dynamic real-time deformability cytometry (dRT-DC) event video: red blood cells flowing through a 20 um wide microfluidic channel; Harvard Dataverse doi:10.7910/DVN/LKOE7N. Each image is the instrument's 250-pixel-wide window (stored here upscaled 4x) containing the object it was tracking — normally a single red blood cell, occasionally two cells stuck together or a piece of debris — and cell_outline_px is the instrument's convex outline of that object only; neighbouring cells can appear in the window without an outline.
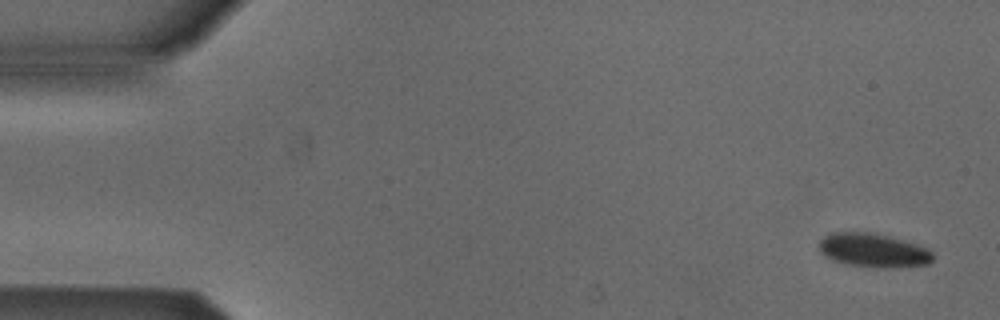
{"species": "Egyptian fruit bat (a non-hibernating species)", "species_latin": "Rousettus aegyptiacus", "temperature_condition": "cold", "stored_images_in_passage": 7, "camera_frame_rate_fps": 3000, "um_per_image_px": 0.085, "animal": {"sex": "male"}, "frame": {"image": 1, "passage_image": 1, "time_ms": 0.0, "image_size_px": [1000, 320], "cell_outline_px": [[936, 256], [928, 264], [888, 268], [884, 268], [848, 264], [832, 260], [824, 256], [820, 252], [820, 240], [824, 236], [832, 232], [868, 232], [888, 236], [916, 244], [928, 248]], "centroid_in_image_um": [74.24, 21.28], "position_along_channel_um": 10.8, "area_um2": 22.37}}
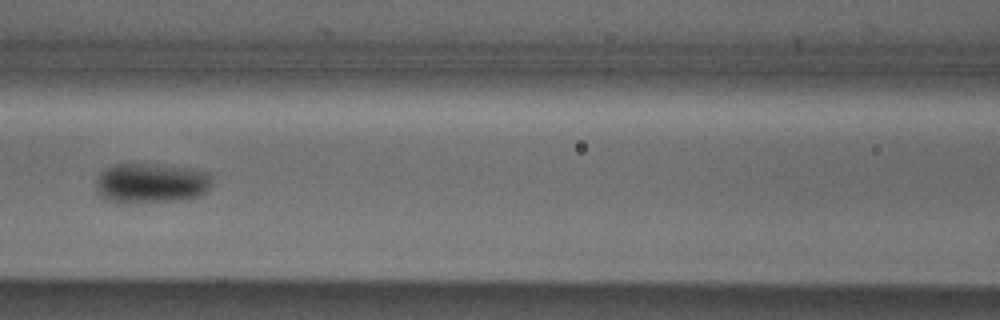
{"frame": {"image": 2, "passage_image": 7, "time_ms": 2.0, "image_size_px": [1000, 320], "cell_outline_px": [[212, 184], [208, 192], [204, 196], [188, 200], [132, 204], [124, 204], [104, 200], [96, 192], [96, 180], [100, 172], [116, 164], [144, 164], [188, 168], [208, 172], [212, 176]], "centroid_in_image_um": [12.87, 15.62], "position_along_channel_um": 153.7, "area_um2": 27.92}}